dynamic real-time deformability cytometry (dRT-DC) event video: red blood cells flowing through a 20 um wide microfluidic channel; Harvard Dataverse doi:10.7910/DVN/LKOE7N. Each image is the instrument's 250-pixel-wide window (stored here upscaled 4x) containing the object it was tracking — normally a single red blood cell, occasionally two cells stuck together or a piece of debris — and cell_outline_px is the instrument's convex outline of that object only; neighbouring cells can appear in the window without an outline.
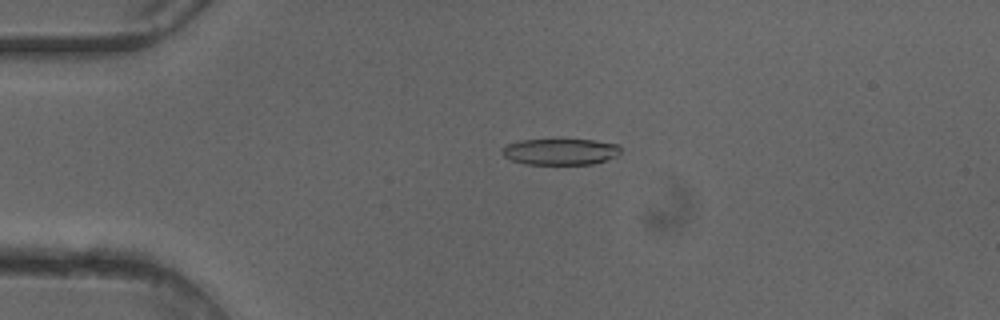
{"species": "common noctule bat (a hibernating species)", "species_latin": "Nyctalus noctula", "temperature_condition": "cold", "stored_images_in_passage": 51, "camera_frame_rate_fps": 3000, "um_per_image_px": 0.085, "animal": {"sex": "female"}, "frame": {"image": 1, "passage_image": 12, "time_ms": 3.667, "image_size_px": [1000, 320], "cell_outline_px": [[620, 152], [616, 156], [592, 164], [524, 164], [512, 160], [504, 156], [500, 152], [500, 148], [508, 144], [520, 140], [592, 140], [620, 144]], "centroid_in_image_um": [47.6, 12.89], "position_along_channel_um": 37.4, "area_um2": 18.09}}
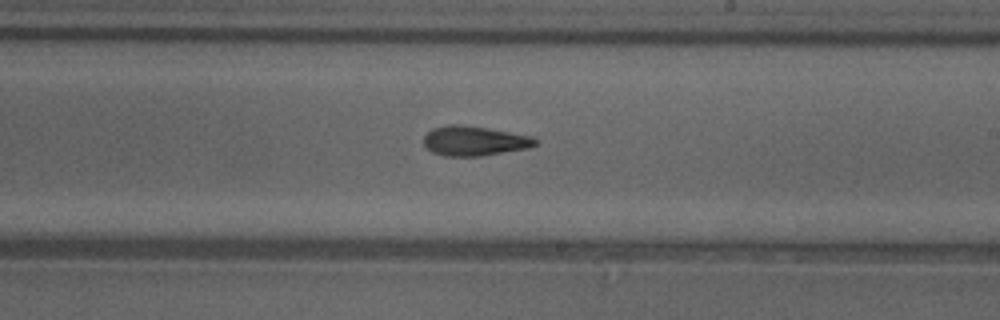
{"frame": {"image": 2, "passage_image": 30, "time_ms": 9.667, "image_size_px": [1000, 320], "cell_outline_px": [[540, 140], [536, 144], [528, 148], [480, 156], [444, 156], [432, 152], [424, 144], [424, 136], [432, 128], [448, 124], [460, 124], [488, 128], [532, 136]], "centroid_in_image_um": [40.32, 11.97], "position_along_channel_um": 248.7, "area_um2": 19.36}}
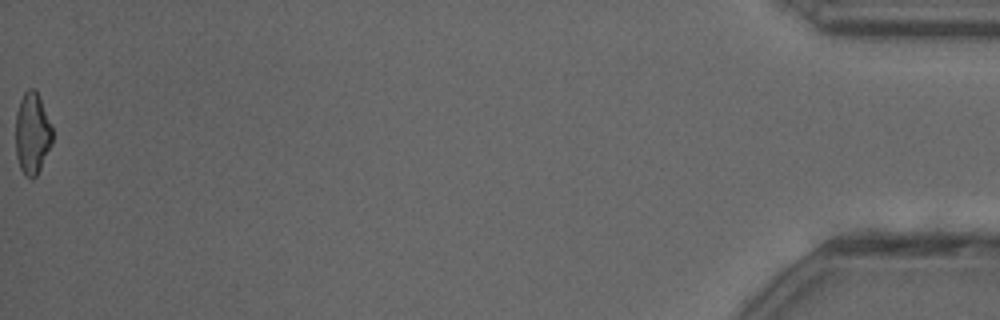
{"frame": {"image": 3, "passage_image": 51, "time_ms": 16.667, "image_size_px": [1000, 320], "cell_outline_px": [[52, 144], [36, 176], [32, 180], [24, 176], [20, 168], [16, 156], [16, 112], [20, 100], [24, 92], [28, 88], [36, 88], [52, 124]], "centroid_in_image_um": [2.74, 11.33], "position_along_channel_um": 432.5, "area_um2": 17.8}, "authors_computed_cell_mechanics": {"area_um2": 19.0162, "velocity_mm_per_s": 4.1083, "shape_relaxation_time_tau1_ms": 10.3343, "shape_relaxation_time_tau2_ms": 4.154, "deformation_change_tau1": 0.2436, "deformation_change_tau2": 0.1403}}